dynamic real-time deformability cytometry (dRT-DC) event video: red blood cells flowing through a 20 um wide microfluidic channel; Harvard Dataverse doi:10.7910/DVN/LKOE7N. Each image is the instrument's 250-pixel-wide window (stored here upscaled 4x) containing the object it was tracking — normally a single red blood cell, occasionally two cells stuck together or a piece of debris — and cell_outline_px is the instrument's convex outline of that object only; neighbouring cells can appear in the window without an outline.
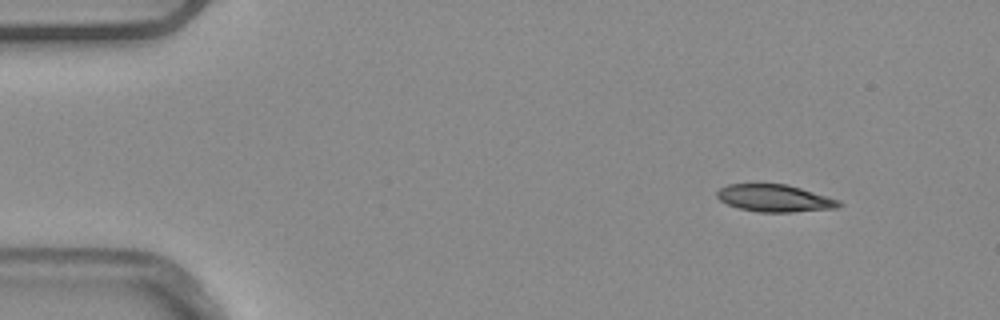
{"species": "common noctule bat (a hibernating species)", "species_latin": "Nyctalus noctula", "temperature_condition": "warm", "stored_images_in_passage": 6, "camera_frame_rate_fps": 3000, "um_per_image_px": 0.085, "animal": {"sex": "male", "body_mass_g": 20.4}, "frame": {"image": 1, "passage_image": 1, "time_ms": 0.0, "image_size_px": [1000, 320], "cell_outline_px": [[844, 204], [840, 208], [792, 212], [760, 212], [740, 208], [728, 204], [720, 200], [716, 196], [716, 192], [720, 188], [728, 184], [788, 184], [840, 200]], "centroid_in_image_um": [65.89, 16.85], "position_along_channel_um": 19.1, "area_um2": 19.42}}
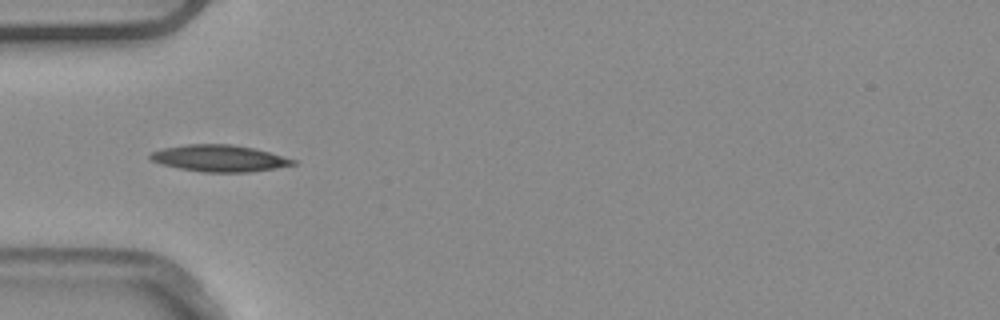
{"frame": {"image": 2, "passage_image": 4, "time_ms": 1.0, "image_size_px": [1000, 320], "cell_outline_px": [[296, 164], [248, 172], [204, 172], [180, 168], [160, 164], [148, 160], [148, 152], [164, 148], [188, 144], [232, 144], [256, 148], [296, 160]], "centroid_in_image_um": [18.58, 13.44], "position_along_channel_um": 66.4, "area_um2": 22.2}}
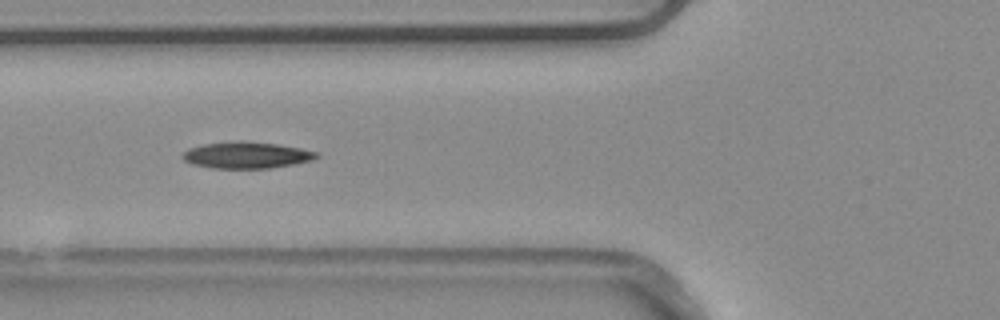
{"frame": {"image": 3, "passage_image": 5, "time_ms": 1.333, "image_size_px": [1000, 320], "cell_outline_px": [[320, 156], [312, 160], [292, 164], [268, 168], [212, 168], [192, 164], [184, 160], [180, 156], [188, 148], [204, 144], [276, 144], [300, 148], [320, 152]], "centroid_in_image_um": [20.98, 13.23], "position_along_channel_um": 104.8, "area_um2": 19.65}}